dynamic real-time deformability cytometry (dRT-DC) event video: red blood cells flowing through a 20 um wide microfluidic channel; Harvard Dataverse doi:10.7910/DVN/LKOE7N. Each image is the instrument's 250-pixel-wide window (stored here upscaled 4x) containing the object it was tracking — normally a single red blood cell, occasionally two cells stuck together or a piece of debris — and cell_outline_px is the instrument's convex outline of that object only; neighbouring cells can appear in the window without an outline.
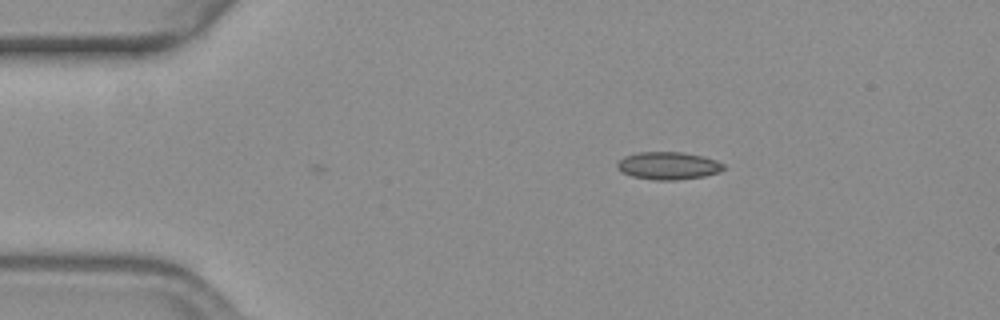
{"species": "common noctule bat (a hibernating species)", "species_latin": "Nyctalus noctula", "temperature_condition": "warm", "stored_images_in_passage": 3, "camera_frame_rate_fps": 3000, "um_per_image_px": 0.085, "animal": {"sex": "female", "body_mass_g": 19.3, "forearm_length_mm": 54.1}, "frame": {"image": 1, "passage_image": 3, "time_ms": 0.667, "image_size_px": [1000, 320], "cell_outline_px": [[724, 168], [720, 172], [704, 176], [676, 180], [656, 180], [632, 176], [624, 172], [616, 164], [624, 156], [636, 152], [684, 152], [704, 156], [716, 160], [724, 164]], "centroid_in_image_um": [56.84, 14.07], "position_along_channel_um": 28.2, "area_um2": 17.05}}